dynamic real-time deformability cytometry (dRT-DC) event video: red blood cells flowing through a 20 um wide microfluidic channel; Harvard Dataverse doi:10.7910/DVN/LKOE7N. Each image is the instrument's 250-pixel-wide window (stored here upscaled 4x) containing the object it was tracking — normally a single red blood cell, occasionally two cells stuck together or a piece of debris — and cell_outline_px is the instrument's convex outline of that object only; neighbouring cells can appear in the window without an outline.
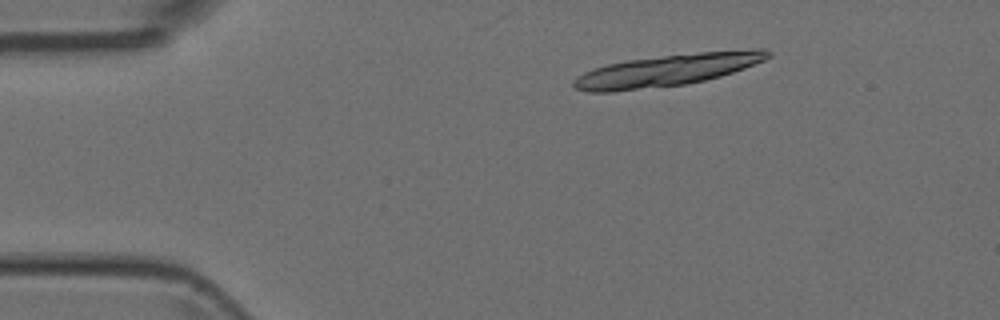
{"species": "Egyptian fruit bat (a non-hibernating species)", "species_latin": "Rousettus aegyptiacus", "temperature_condition": "room temperature", "stored_images_in_passage": 10, "camera_frame_rate_fps": 3000, "um_per_image_px": 0.085, "animal": {"sex": "female"}, "frame": {"image": 1, "passage_image": 6, "time_ms": 1.667, "image_size_px": [1000, 320], "cell_outline_px": [[772, 56], [764, 60], [744, 68], [720, 76], [704, 80], [684, 84], [612, 92], [588, 92], [572, 88], [572, 80], [584, 72], [608, 64], [628, 60], [700, 52], [752, 48], [764, 48], [772, 52]], "centroid_in_image_um": [56.73, 5.96], "position_along_channel_um": 28.3, "area_um2": 35.78}}